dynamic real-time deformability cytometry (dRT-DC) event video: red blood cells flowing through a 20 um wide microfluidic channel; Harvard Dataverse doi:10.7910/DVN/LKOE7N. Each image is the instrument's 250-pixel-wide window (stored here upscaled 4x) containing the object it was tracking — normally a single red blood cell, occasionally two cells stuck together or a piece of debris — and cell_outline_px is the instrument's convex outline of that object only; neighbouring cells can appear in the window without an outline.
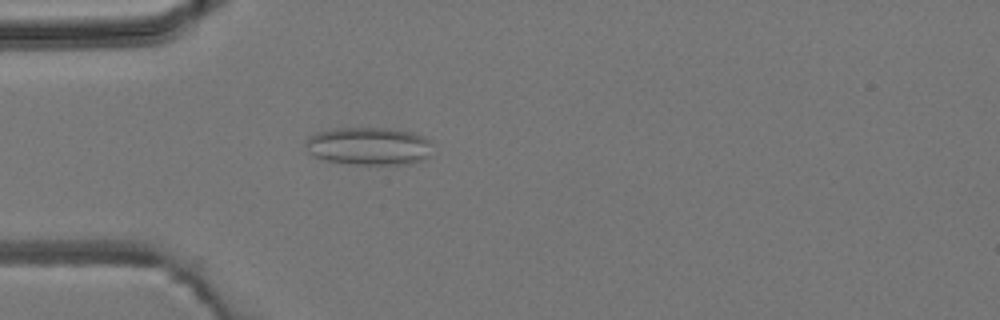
{"species": "common noctule bat (a hibernating species)", "species_latin": "Nyctalus noctula", "temperature_condition": "room temperature", "stored_images_in_passage": 3, "camera_frame_rate_fps": 3000, "um_per_image_px": 0.085, "animal": {"sex": "male", "body_mass_g": 19.2, "forearm_length_mm": 51.8}, "frame": {"image": 1, "passage_image": 3, "time_ms": 2.333, "image_size_px": [1000, 320], "cell_outline_px": [[432, 144], [428, 156], [424, 160], [408, 164], [352, 164], [328, 160], [316, 156], [308, 152], [308, 136], [316, 132], [336, 128], [388, 128], [412, 132], [424, 136], [432, 140]], "centroid_in_image_um": [31.42, 12.41], "position_along_channel_um": 53.6, "area_um2": 27.92}}